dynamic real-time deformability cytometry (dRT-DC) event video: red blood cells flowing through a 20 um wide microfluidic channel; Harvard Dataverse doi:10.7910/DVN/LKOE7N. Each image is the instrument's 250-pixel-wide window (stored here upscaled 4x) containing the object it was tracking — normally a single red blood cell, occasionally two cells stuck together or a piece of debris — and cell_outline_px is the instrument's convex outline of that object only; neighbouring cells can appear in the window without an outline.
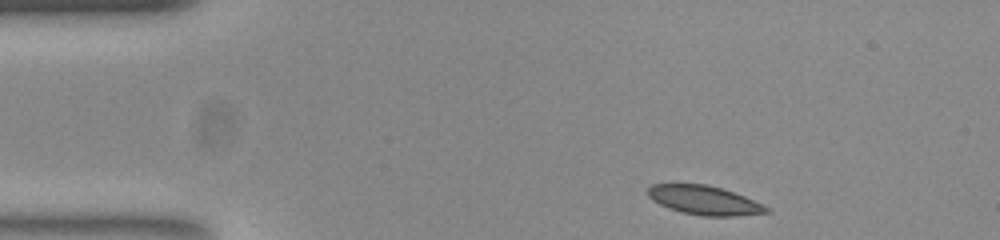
{"species": "common noctule bat (a hibernating species)", "species_latin": "Nyctalus noctula", "temperature_condition": "room temperature", "stored_images_in_passage": 46, "camera_frame_rate_fps": 3000, "um_per_image_px": 0.085, "animal": {"sex": "female", "body_mass_g": 23.0, "forearm_length_mm": 53.4}, "frame": {"image": 1, "passage_image": 1, "time_ms": 0.0, "image_size_px": [1000, 240], "cell_outline_px": [[772, 212], [732, 216], [704, 216], [684, 212], [668, 208], [652, 200], [648, 196], [648, 188], [652, 184], [704, 184], [720, 188], [744, 196], [768, 208]], "centroid_in_image_um": [59.83, 17.02], "position_along_channel_um": 25.2, "area_um2": 19.65}}
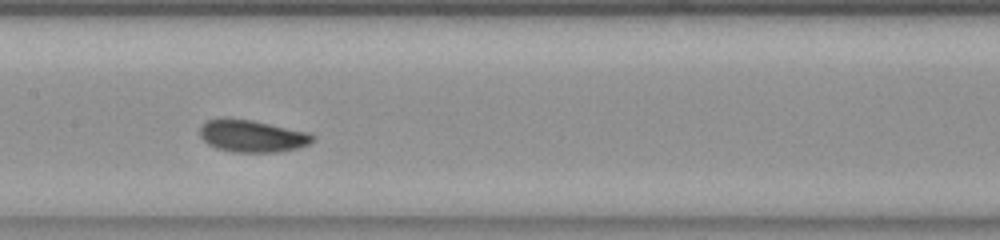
{"frame": {"image": 2, "passage_image": 19, "time_ms": 6.0, "image_size_px": [1000, 240], "cell_outline_px": [[316, 136], [308, 144], [296, 148], [276, 152], [232, 152], [216, 148], [208, 144], [200, 136], [200, 128], [204, 120], [220, 116], [252, 120], [304, 132]], "centroid_in_image_um": [21.32, 11.54], "position_along_channel_um": 186.1, "area_um2": 21.15}}
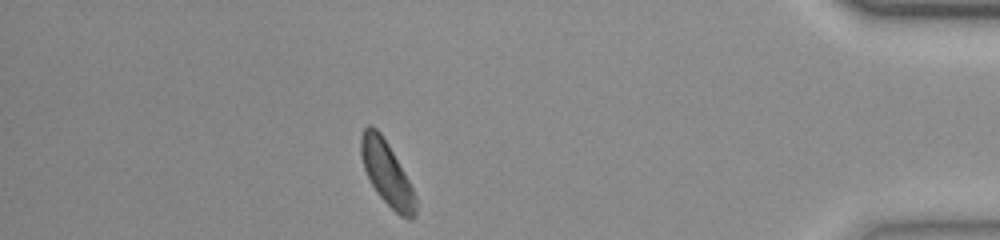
{"frame": {"image": 3, "passage_image": 40, "time_ms": 13.0, "image_size_px": [1000, 240], "cell_outline_px": [[416, 216], [412, 220], [408, 220], [400, 216], [380, 196], [372, 184], [364, 168], [360, 156], [360, 136], [364, 128], [368, 124], [376, 128], [380, 132], [388, 144], [408, 180], [416, 196]], "centroid_in_image_um": [32.87, 14.73], "position_along_channel_um": 402.3, "area_um2": 20.11}, "authors_computed_cell_mechanics": {"area_um2": 20.4901, "velocity_mm_per_s": 3.765, "shape_relaxation_time_tau1_ms": 2.1606, "shape_relaxation_time_tau2_ms": null, "deformation_change_tau1": 0.0784, "deformation_change_tau2": null}}